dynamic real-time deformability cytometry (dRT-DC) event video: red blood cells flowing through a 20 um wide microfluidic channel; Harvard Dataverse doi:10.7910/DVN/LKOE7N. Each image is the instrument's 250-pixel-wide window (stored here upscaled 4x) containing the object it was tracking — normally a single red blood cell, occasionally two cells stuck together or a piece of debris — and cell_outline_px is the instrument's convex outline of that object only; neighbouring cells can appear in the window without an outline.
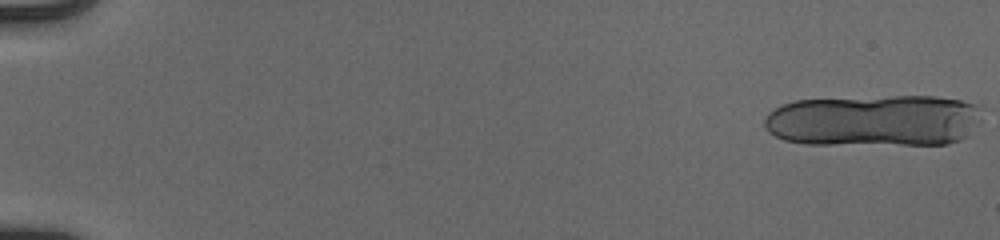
{"species": "human", "species_latin": "Homo sapiens", "temperature_condition": "cold", "stored_images_in_passage": 15, "camera_frame_rate_fps": 3000, "um_per_image_px": 0.085, "donor": {"sex": "male"}, "frame": {"image": 1, "passage_image": 1, "time_ms": 0.0, "image_size_px": [1000, 240], "cell_outline_px": [[972, 104], [968, 136], [960, 140], [948, 144], [804, 144], [784, 140], [776, 136], [764, 124], [764, 120], [768, 112], [784, 104], [796, 100], [892, 96], [932, 96], [960, 100]], "centroid_in_image_um": [74.11, 10.26], "position_along_channel_um": 10.9, "area_um2": 64.27}}